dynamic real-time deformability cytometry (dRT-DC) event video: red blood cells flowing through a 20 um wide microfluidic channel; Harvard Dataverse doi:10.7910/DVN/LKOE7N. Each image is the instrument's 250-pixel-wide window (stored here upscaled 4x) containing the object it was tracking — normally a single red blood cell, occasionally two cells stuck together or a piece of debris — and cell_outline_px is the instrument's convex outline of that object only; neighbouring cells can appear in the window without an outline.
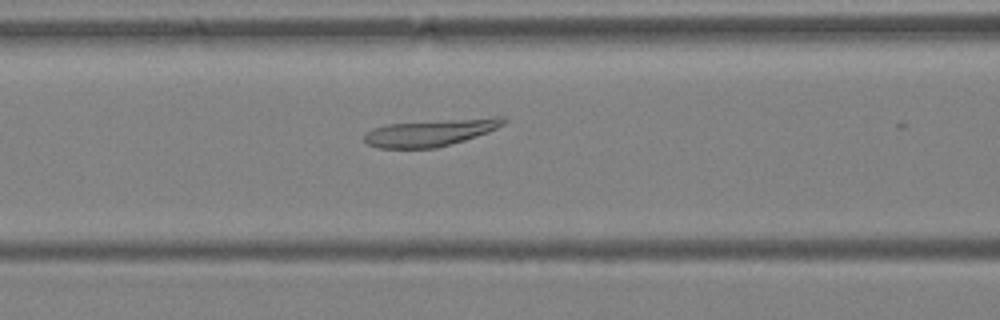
{"species": "Egyptian fruit bat (a non-hibernating species)", "species_latin": "Rousettus aegyptiacus", "temperature_condition": "warm", "stored_images_in_passage": 5, "camera_frame_rate_fps": 3000, "um_per_image_px": 0.085, "animal": {"sex": "female"}, "frame": {"image": 1, "passage_image": 5, "time_ms": 1.333, "image_size_px": [1000, 320], "cell_outline_px": [[508, 120], [504, 124], [488, 132], [464, 140], [436, 148], [376, 148], [368, 144], [364, 140], [364, 136], [368, 132], [376, 128], [388, 124], [492, 116], [504, 116]], "centroid_in_image_um": [36.66, 11.26], "position_along_channel_um": 129.9, "area_um2": 21.79}}